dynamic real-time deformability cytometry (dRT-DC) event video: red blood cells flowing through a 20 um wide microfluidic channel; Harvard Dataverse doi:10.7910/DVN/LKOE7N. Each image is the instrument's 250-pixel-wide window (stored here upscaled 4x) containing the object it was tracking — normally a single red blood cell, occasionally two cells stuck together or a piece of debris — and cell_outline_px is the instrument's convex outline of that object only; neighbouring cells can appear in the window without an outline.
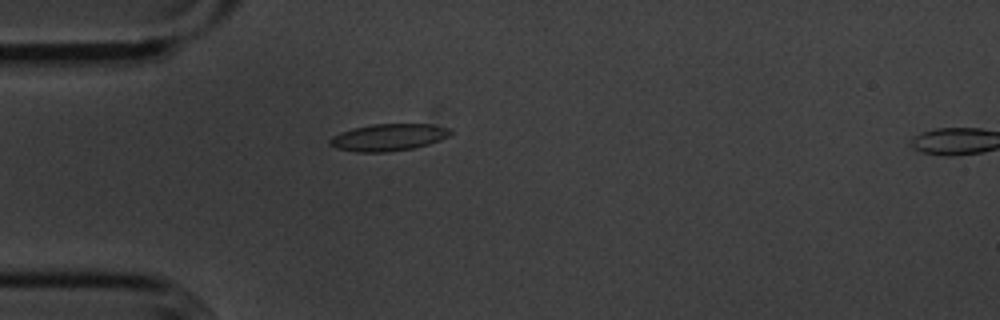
{"species": "common noctule bat (a hibernating species)", "species_latin": "Nyctalus noctula", "temperature_condition": "cold", "stored_images_in_passage": 36, "camera_frame_rate_fps": 3000, "um_per_image_px": 0.085, "animal": {"sex": "male", "body_mass_g": 20.1, "forearm_length_mm": 53.5}, "frame": {"image": 1, "passage_image": 2, "time_ms": 0.333, "image_size_px": [1000, 320], "cell_outline_px": [[452, 132], [448, 136], [440, 140], [428, 144], [412, 148], [384, 152], [356, 152], [336, 148], [328, 144], [328, 140], [332, 136], [340, 132], [352, 128], [372, 124], [432, 124], [448, 128]], "centroid_in_image_um": [32.97, 11.67], "position_along_channel_um": 52.0, "area_um2": 18.96}}
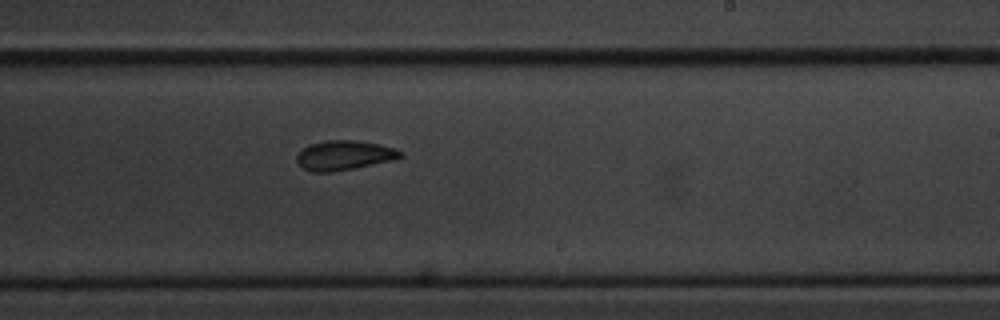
{"frame": {"image": 2, "passage_image": 20, "time_ms": 6.333, "image_size_px": [1000, 320], "cell_outline_px": [[404, 156], [396, 160], [332, 172], [312, 172], [304, 168], [296, 160], [296, 156], [304, 148], [312, 144], [324, 140], [356, 140], [380, 144], [396, 148]], "centroid_in_image_um": [29.3, 13.2], "position_along_channel_um": 259.7, "area_um2": 17.86}}
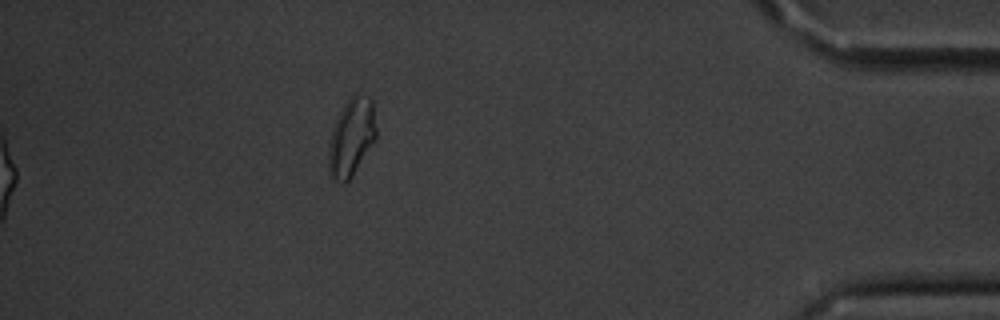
{"frame": {"image": 3, "passage_image": 36, "time_ms": 11.667, "image_size_px": [1000, 320], "cell_outline_px": [[376, 140], [352, 176], [344, 184], [340, 184], [332, 180], [328, 176], [328, 140], [332, 128], [344, 104], [352, 92], [356, 92], [368, 96], [372, 100], [376, 128]], "centroid_in_image_um": [29.84, 11.68], "position_along_channel_um": 405.4, "area_um2": 22.25}, "authors_computed_cell_mechanics": {"area_um2": 17.9758, "velocity_mm_per_s": 3.5984, "shape_relaxation_time_tau1_ms": 2.6761, "shape_relaxation_time_tau2_ms": 2.0293, "deformation_change_tau1": 0.099, "deformation_change_tau2": 0.0687}}